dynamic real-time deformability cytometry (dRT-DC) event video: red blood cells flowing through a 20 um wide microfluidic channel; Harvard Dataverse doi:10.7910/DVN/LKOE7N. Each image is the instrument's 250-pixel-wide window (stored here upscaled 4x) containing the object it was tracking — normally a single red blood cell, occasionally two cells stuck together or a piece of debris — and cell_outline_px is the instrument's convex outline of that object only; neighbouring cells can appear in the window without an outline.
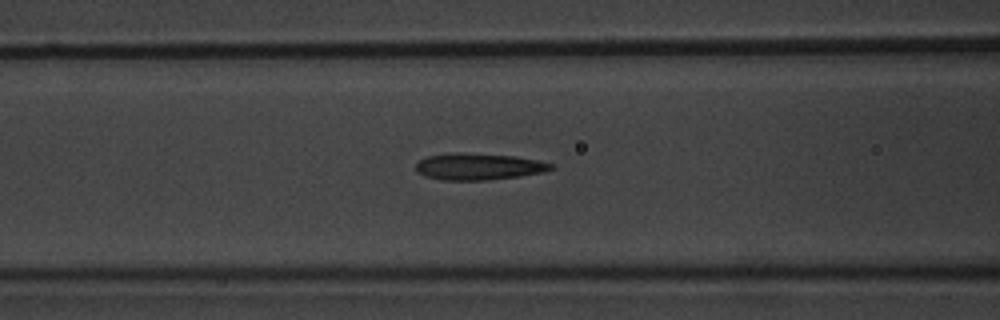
{"species": "common noctule bat (a hibernating species)", "species_latin": "Nyctalus noctula", "temperature_condition": "warm", "stored_images_in_passage": 37, "camera_frame_rate_fps": 3000, "um_per_image_px": 0.085, "animal": {"sex": "male", "body_mass_g": 20.1, "forearm_length_mm": 53.5}, "frame": {"image": 1, "passage_image": 6, "time_ms": 1.667, "image_size_px": [1000, 320], "cell_outline_px": [[556, 168], [544, 172], [520, 176], [488, 180], [440, 180], [424, 176], [416, 172], [416, 164], [420, 160], [428, 156], [452, 152], [460, 152], [516, 156], [556, 164]], "centroid_in_image_um": [40.7, 14.16], "position_along_channel_um": 125.9, "area_um2": 21.27}}
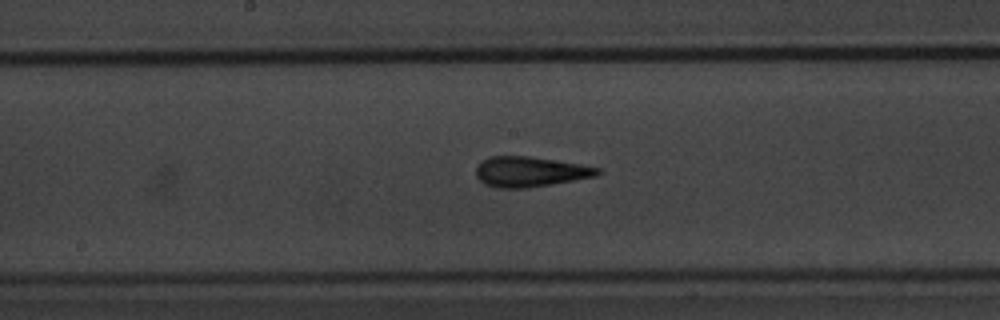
{"frame": {"image": 2, "passage_image": 12, "time_ms": 3.667, "image_size_px": [1000, 320], "cell_outline_px": [[604, 172], [596, 176], [552, 184], [528, 188], [496, 188], [484, 184], [476, 176], [476, 168], [488, 156], [528, 156], [580, 164], [600, 168]], "centroid_in_image_um": [45.07, 14.6], "position_along_channel_um": 203.1, "area_um2": 21.39}}
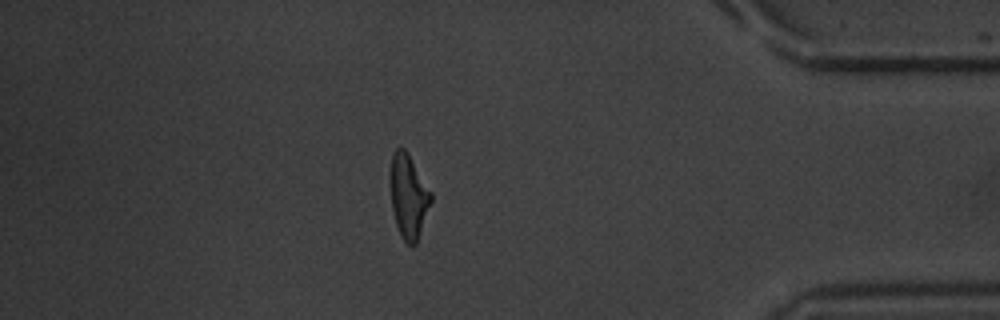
{"frame": {"image": 3, "passage_image": 30, "time_ms": 9.667, "image_size_px": [1000, 320], "cell_outline_px": [[432, 200], [416, 244], [412, 248], [400, 236], [396, 224], [392, 208], [388, 180], [392, 156], [396, 148], [400, 144], [408, 152], [432, 192]], "centroid_in_image_um": [34.7, 16.64], "position_along_channel_um": 400.5, "area_um2": 20.4}, "authors_computed_cell_mechanics": {"area_um2": 20.4612, "velocity_mm_per_s": 3.8458, "shape_relaxation_time_tau1_ms": 6.0665, "shape_relaxation_time_tau2_ms": 2.1105, "deformation_change_tau1": 0.2179, "deformation_change_tau2": 0.1398}}